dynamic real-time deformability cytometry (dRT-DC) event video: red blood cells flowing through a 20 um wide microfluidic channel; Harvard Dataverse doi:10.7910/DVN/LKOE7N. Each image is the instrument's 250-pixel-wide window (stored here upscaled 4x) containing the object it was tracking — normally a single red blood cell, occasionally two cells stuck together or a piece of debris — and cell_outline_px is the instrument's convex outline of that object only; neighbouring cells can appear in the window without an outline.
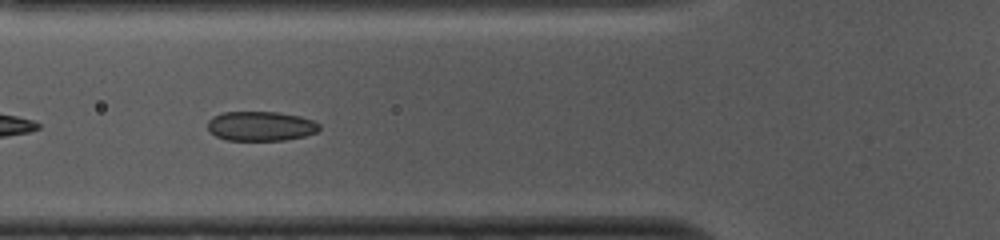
{"species": "common noctule bat (a hibernating species)", "species_latin": "Nyctalus noctula", "temperature_condition": "cold", "stored_images_in_passage": 19, "camera_frame_rate_fps": 3000, "um_per_image_px": 0.085, "animal": {"sex": "female", "body_mass_g": 10.0, "forearm_length_mm": 53.1}, "frame": {"image": 1, "passage_image": 6, "time_ms": 1.667, "image_size_px": [1000, 240], "cell_outline_px": [[320, 128], [316, 132], [304, 136], [284, 140], [228, 140], [216, 136], [208, 128], [208, 120], [212, 116], [224, 112], [280, 112], [300, 116], [312, 120], [320, 124]], "centroid_in_image_um": [22.17, 10.71], "position_along_channel_um": 103.6, "area_um2": 19.19}}
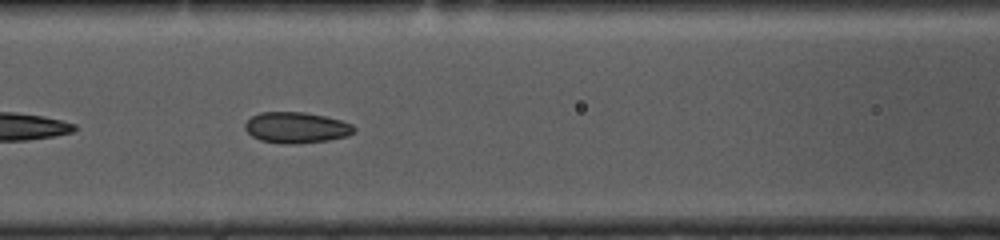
{"frame": {"image": 2, "passage_image": 9, "time_ms": 2.667, "image_size_px": [1000, 240], "cell_outline_px": [[356, 132], [348, 136], [328, 140], [292, 144], [288, 144], [260, 140], [252, 136], [244, 128], [244, 124], [252, 116], [260, 112], [304, 112], [324, 116], [340, 120], [352, 124], [356, 128]], "centroid_in_image_um": [25.2, 10.84], "position_along_channel_um": 141.4, "area_um2": 19.65}}